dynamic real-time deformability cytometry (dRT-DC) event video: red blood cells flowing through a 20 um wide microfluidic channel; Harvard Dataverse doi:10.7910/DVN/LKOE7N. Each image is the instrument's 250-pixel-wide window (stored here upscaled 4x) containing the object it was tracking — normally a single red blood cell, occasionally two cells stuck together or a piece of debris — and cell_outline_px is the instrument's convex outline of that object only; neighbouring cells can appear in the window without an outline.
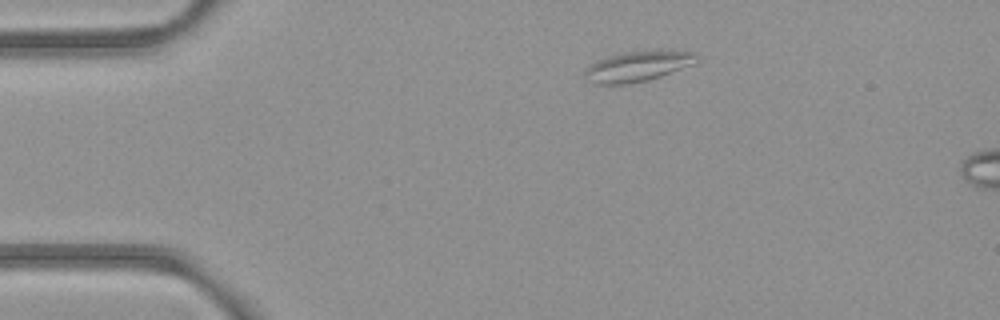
{"species": "common noctule bat (a hibernating species)", "species_latin": "Nyctalus noctula", "temperature_condition": "room temperature", "stored_images_in_passage": 3, "camera_frame_rate_fps": 3000, "um_per_image_px": 0.085, "animal": {"sex": "female", "body_mass_g": 21.9}, "frame": {"image": 1, "passage_image": 1, "time_ms": 0.0, "image_size_px": [1000, 320], "cell_outline_px": [[696, 56], [692, 64], [660, 76], [648, 80], [628, 84], [596, 84], [588, 80], [584, 76], [584, 72], [596, 60], [608, 56], [624, 52], [668, 48], [696, 52]], "centroid_in_image_um": [54.22, 5.6], "position_along_channel_um": 30.8, "area_um2": 19.94}}